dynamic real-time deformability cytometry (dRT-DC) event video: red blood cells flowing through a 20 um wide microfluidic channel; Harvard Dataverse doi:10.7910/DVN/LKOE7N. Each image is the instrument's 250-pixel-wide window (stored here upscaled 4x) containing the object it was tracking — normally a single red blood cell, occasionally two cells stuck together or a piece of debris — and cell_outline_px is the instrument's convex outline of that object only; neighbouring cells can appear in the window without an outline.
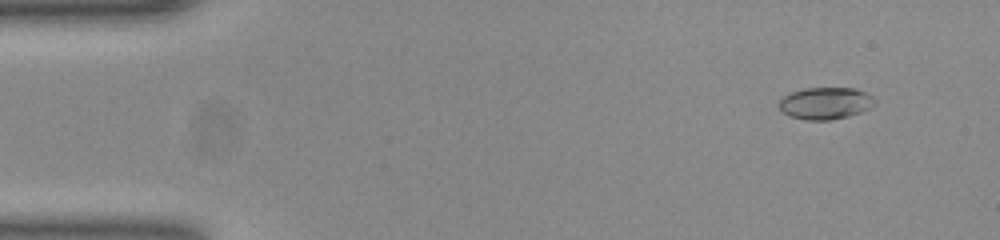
{"species": "common noctule bat (a hibernating species)", "species_latin": "Nyctalus noctula", "temperature_condition": "room temperature", "stored_images_in_passage": 49, "camera_frame_rate_fps": 3000, "um_per_image_px": 0.085, "animal": {"sex": "female", "body_mass_g": 23.0, "forearm_length_mm": 53.4}, "frame": {"image": 1, "passage_image": 4, "time_ms": 1.0, "image_size_px": [1000, 240], "cell_outline_px": [[876, 104], [860, 112], [848, 116], [828, 120], [804, 120], [792, 116], [784, 112], [776, 104], [784, 96], [792, 92], [804, 88], [856, 88], [872, 96], [876, 100]], "centroid_in_image_um": [70.16, 8.77], "position_along_channel_um": 14.8, "area_um2": 17.74}}
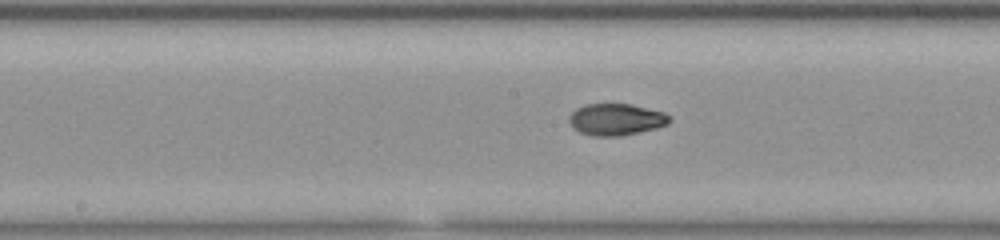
{"frame": {"image": 2, "passage_image": 26, "time_ms": 8.333, "image_size_px": [1000, 240], "cell_outline_px": [[672, 120], [668, 124], [656, 128], [620, 136], [592, 136], [580, 132], [572, 128], [568, 120], [568, 116], [576, 108], [584, 104], [632, 104], [664, 112], [672, 116]], "centroid_in_image_um": [52.36, 10.15], "position_along_channel_um": 195.8, "area_um2": 18.79}}
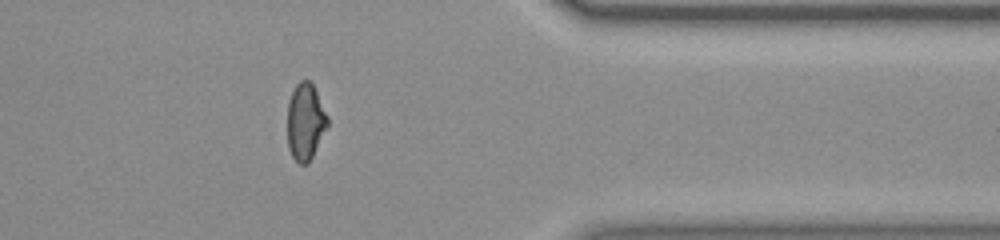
{"frame": {"image": 3, "passage_image": 42, "time_ms": 13.667, "image_size_px": [1000, 240], "cell_outline_px": [[328, 128], [308, 164], [300, 164], [292, 156], [288, 148], [288, 100], [296, 84], [300, 80], [308, 80], [312, 84], [328, 116]], "centroid_in_image_um": [25.96, 10.36], "position_along_channel_um": 385.4, "area_um2": 17.98}, "authors_computed_cell_mechanics": {"area_um2": 18.1492, "velocity_mm_per_s": 3.8921, "shape_relaxation_time_tau1_ms": 10.4569, "shape_relaxation_time_tau2_ms": 1.5829, "deformation_change_tau1": 0.2676, "deformation_change_tau2": 0.0571}}